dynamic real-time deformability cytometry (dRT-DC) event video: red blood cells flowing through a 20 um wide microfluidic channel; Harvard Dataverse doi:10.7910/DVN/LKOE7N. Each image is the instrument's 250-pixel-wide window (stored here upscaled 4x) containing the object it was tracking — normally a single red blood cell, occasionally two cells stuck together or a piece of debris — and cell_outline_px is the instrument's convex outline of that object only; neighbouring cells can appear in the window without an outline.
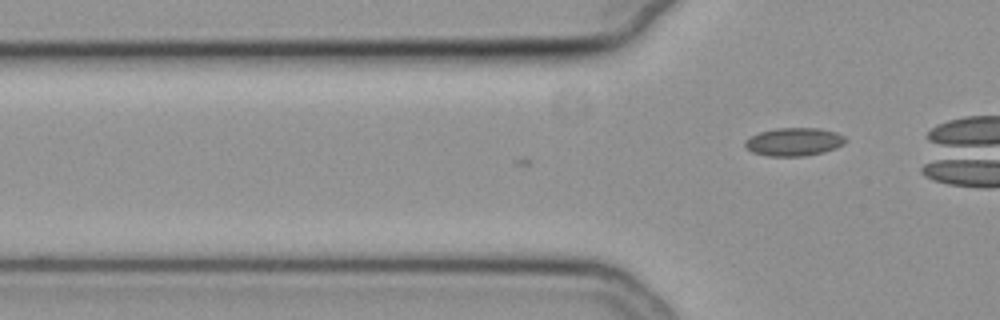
{"species": "common noctule bat (a hibernating species)", "species_latin": "Nyctalus noctula", "temperature_condition": "cold", "stored_images_in_passage": 8, "camera_frame_rate_fps": 3000, "um_per_image_px": 0.085, "animal": {"sex": "female", "body_mass_g": 19.3, "forearm_length_mm": 54.1}, "frame": {"image": 1, "passage_image": 8, "time_ms": 2.333, "image_size_px": [1000, 320], "cell_outline_px": [[848, 140], [844, 144], [836, 148], [824, 152], [804, 156], [768, 156], [752, 152], [744, 144], [744, 140], [760, 132], [776, 128], [820, 128], [836, 132], [844, 136]], "centroid_in_image_um": [67.52, 12.05], "position_along_channel_um": 58.3, "area_um2": 16.53}}